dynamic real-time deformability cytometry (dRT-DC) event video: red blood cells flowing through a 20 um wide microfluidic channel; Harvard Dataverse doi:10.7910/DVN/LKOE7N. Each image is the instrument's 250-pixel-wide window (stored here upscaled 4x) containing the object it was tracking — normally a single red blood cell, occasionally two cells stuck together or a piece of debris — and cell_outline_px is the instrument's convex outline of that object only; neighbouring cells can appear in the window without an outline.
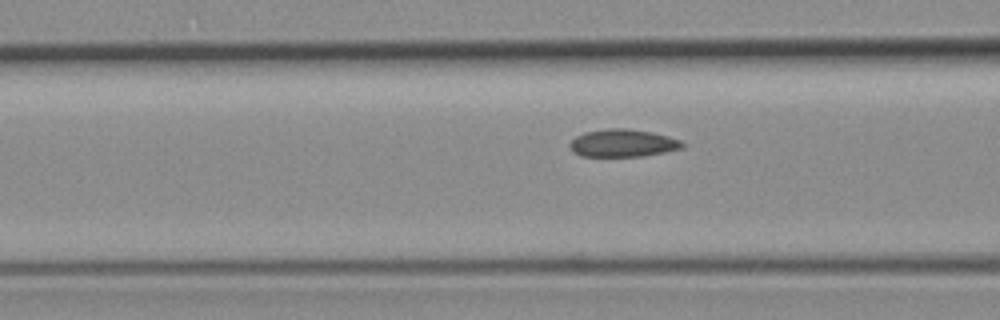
{"species": "common noctule bat (a hibernating species)", "species_latin": "Nyctalus noctula", "temperature_condition": "room temperature", "stored_images_in_passage": 7, "camera_frame_rate_fps": 3000, "um_per_image_px": 0.085, "animal": {"sex": "female", "body_mass_g": 19.3, "forearm_length_mm": 54.1}, "frame": {"image": 1, "passage_image": 5, "time_ms": 1.333, "image_size_px": [1000, 320], "cell_outline_px": [[684, 148], [664, 152], [640, 156], [580, 156], [572, 152], [568, 144], [576, 136], [584, 132], [608, 128], [628, 128], [652, 132], [668, 136], [680, 140], [684, 144]], "centroid_in_image_um": [52.91, 12.16], "position_along_channel_um": 113.7, "area_um2": 18.21}}